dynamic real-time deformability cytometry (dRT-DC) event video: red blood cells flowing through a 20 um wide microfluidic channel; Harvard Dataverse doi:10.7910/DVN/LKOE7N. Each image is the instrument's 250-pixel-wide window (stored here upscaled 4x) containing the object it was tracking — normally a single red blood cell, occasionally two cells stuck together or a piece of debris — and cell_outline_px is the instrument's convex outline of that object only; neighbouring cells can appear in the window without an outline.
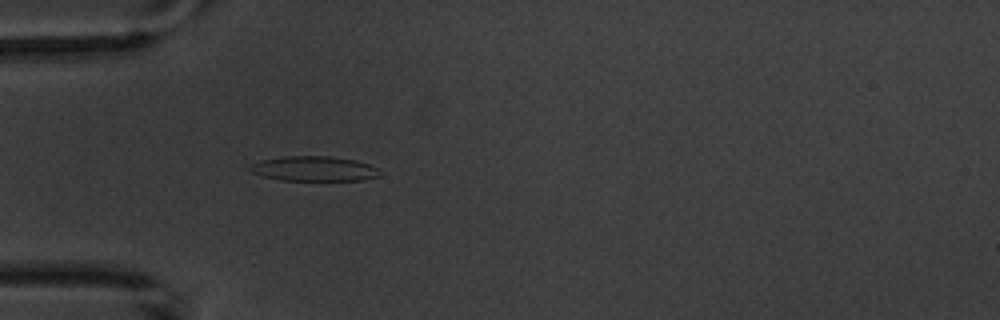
{"species": "common noctule bat (a hibernating species)", "species_latin": "Nyctalus noctula", "temperature_condition": "warm", "stored_images_in_passage": 5, "camera_frame_rate_fps": 3000, "um_per_image_px": 0.085, "animal": {"sex": "male", "body_mass_g": 20.1, "forearm_length_mm": 53.5}, "frame": {"image": 1, "passage_image": 5, "time_ms": 5.333, "image_size_px": [1000, 320], "cell_outline_px": [[380, 176], [360, 180], [280, 180], [264, 176], [252, 172], [248, 168], [252, 164], [264, 160], [284, 156], [332, 156], [356, 160], [368, 164], [376, 168]], "centroid_in_image_um": [26.7, 14.33], "position_along_channel_um": 58.3, "area_um2": 18.55}}